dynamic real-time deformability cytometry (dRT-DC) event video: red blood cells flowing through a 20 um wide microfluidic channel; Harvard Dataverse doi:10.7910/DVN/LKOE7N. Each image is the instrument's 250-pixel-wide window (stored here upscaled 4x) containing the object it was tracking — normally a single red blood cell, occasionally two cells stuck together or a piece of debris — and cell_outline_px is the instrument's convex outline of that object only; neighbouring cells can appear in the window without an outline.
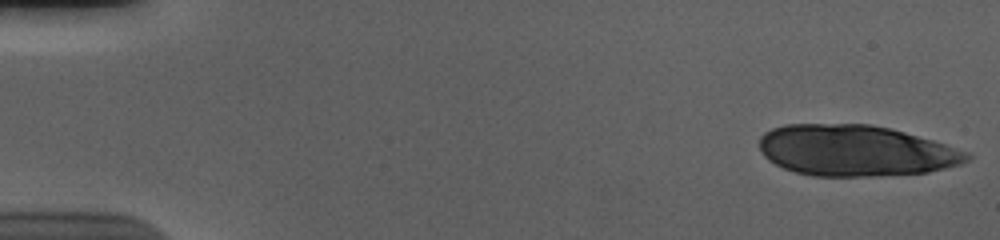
{"species": "human", "species_latin": "Homo sapiens", "temperature_condition": "cold", "stored_images_in_passage": 17, "camera_frame_rate_fps": 3000, "um_per_image_px": 0.085, "donor": {"sex": "male"}, "frame": {"image": 1, "passage_image": 1, "time_ms": 0.0, "image_size_px": [1000, 240], "cell_outline_px": [[972, 156], [968, 160], [960, 164], [928, 172], [872, 176], [812, 176], [796, 172], [784, 168], [768, 160], [760, 152], [760, 136], [764, 132], [772, 128], [784, 124], [872, 124], [892, 128], [932, 140], [968, 152]], "centroid_in_image_um": [72.69, 12.79], "position_along_channel_um": 12.3, "area_um2": 61.79}}